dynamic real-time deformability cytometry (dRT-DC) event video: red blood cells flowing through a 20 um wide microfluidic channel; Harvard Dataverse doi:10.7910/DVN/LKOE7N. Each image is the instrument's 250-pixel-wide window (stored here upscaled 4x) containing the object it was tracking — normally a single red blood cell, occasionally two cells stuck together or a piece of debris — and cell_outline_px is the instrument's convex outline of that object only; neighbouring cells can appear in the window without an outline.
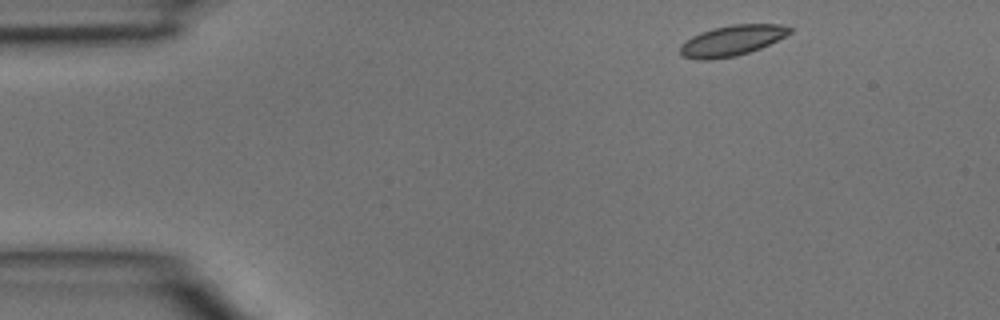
{"species": "common noctule bat (a hibernating species)", "species_latin": "Nyctalus noctula", "temperature_condition": "room temperature", "stored_images_in_passage": 2, "camera_frame_rate_fps": 3000, "um_per_image_px": 0.085, "animal": {"sex": "male", "body_mass_g": 15.6}, "frame": {"image": 1, "passage_image": 1, "time_ms": 0.0, "image_size_px": [1000, 320], "cell_outline_px": [[792, 32], [760, 48], [736, 56], [708, 60], [696, 60], [684, 56], [680, 52], [680, 44], [692, 36], [700, 32], [712, 28], [732, 24], [780, 24], [792, 28]], "centroid_in_image_um": [62.18, 3.44], "position_along_channel_um": 22.8, "area_um2": 19.42}}
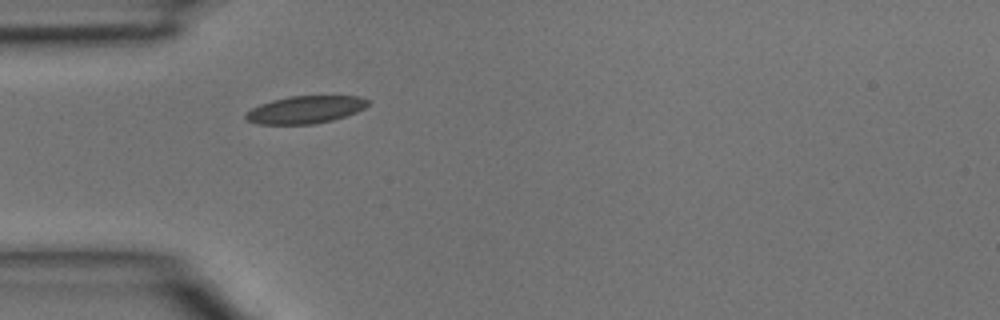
{"frame": {"image": 2, "passage_image": 2, "time_ms": 0.333, "image_size_px": [1000, 320], "cell_outline_px": [[368, 104], [364, 108], [356, 112], [332, 120], [312, 124], [260, 124], [248, 120], [244, 116], [252, 108], [260, 104], [272, 100], [288, 96], [360, 96], [368, 100]], "centroid_in_image_um": [25.96, 9.31], "position_along_channel_um": 59.0, "area_um2": 19.36}}